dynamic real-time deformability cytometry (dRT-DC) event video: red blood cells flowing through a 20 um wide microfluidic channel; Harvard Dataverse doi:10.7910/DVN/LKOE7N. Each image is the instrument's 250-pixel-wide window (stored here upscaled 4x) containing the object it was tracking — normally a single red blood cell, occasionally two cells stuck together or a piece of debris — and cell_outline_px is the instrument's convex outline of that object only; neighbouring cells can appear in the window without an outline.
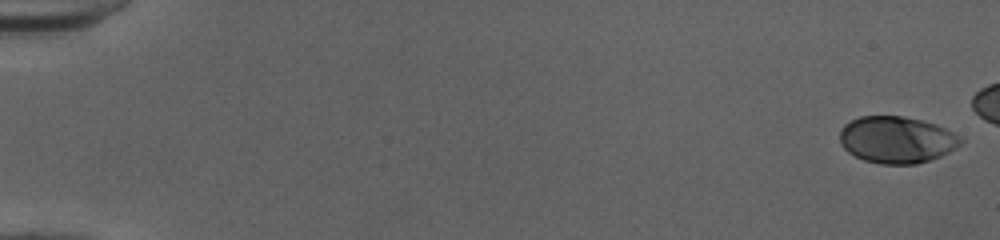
{"species": "human", "species_latin": "Homo sapiens", "temperature_condition": "cold", "stored_images_in_passage": 47, "camera_frame_rate_fps": 3000, "um_per_image_px": 0.085, "donor": {"sex": "female"}, "frame": {"image": 1, "passage_image": 1, "time_ms": 0.0, "image_size_px": [1000, 240], "cell_outline_px": [[964, 140], [960, 144], [948, 152], [940, 156], [916, 164], [880, 164], [864, 160], [848, 152], [840, 144], [840, 128], [844, 124], [860, 116], [900, 116], [920, 120], [936, 124], [960, 136]], "centroid_in_image_um": [76.19, 11.88], "position_along_channel_um": 8.8, "area_um2": 32.83}}
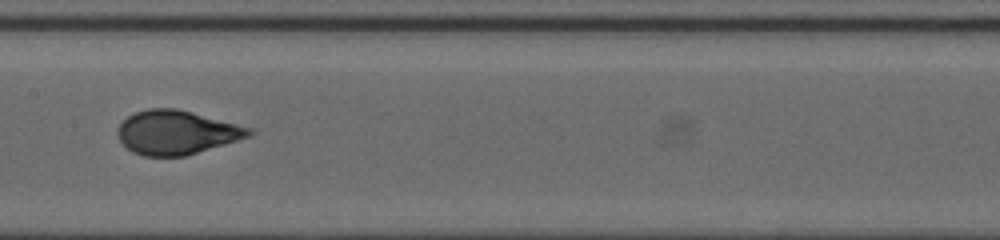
{"frame": {"image": 2, "passage_image": 28, "time_ms": 9.0, "image_size_px": [1000, 240], "cell_outline_px": [[256, 132], [252, 136], [184, 156], [144, 156], [132, 152], [120, 140], [116, 132], [120, 124], [128, 116], [136, 112], [148, 108], [176, 108], [192, 112], [252, 128]], "centroid_in_image_um": [15.02, 11.25], "position_along_channel_um": 192.4, "area_um2": 33.52}}
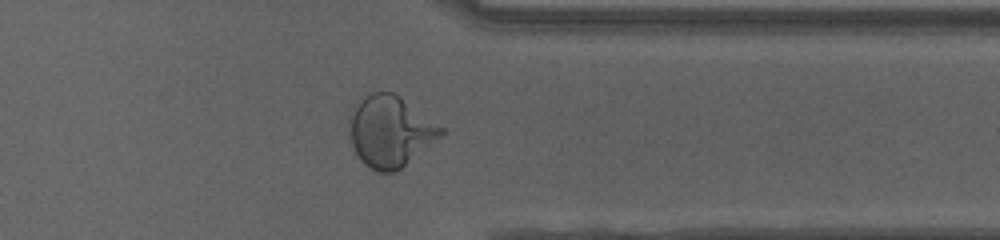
{"frame": {"image": 3, "passage_image": 42, "time_ms": 13.667, "image_size_px": [1000, 240], "cell_outline_px": [[444, 132], [440, 136], [400, 168], [392, 172], [376, 172], [368, 168], [360, 160], [352, 144], [348, 132], [352, 104], [364, 92], [392, 92], [400, 96], [444, 128]], "centroid_in_image_um": [33.09, 11.12], "position_along_channel_um": 378.3, "area_um2": 38.03}}